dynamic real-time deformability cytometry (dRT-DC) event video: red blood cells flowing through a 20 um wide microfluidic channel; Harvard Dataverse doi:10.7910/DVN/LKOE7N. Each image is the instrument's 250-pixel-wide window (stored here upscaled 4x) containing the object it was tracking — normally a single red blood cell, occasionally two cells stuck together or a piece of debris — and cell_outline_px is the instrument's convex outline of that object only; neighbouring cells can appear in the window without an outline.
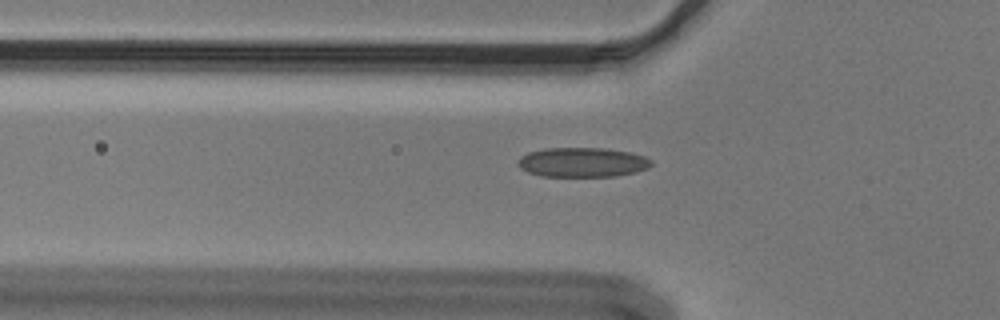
{"species": "Egyptian fruit bat (a non-hibernating species)", "species_latin": "Rousettus aegyptiacus", "temperature_condition": "cold", "stored_images_in_passage": 40, "camera_frame_rate_fps": 3000, "um_per_image_px": 0.085, "animal": {"sex": "male"}, "frame": {"image": 1, "passage_image": 4, "time_ms": 1.0, "image_size_px": [1000, 320], "cell_outline_px": [[652, 164], [648, 168], [636, 172], [616, 176], [540, 176], [528, 172], [520, 168], [516, 164], [520, 156], [528, 152], [544, 148], [604, 148], [632, 152], [644, 156], [652, 160]], "centroid_in_image_um": [49.5, 13.79], "position_along_channel_um": 76.3, "area_um2": 23.18}}
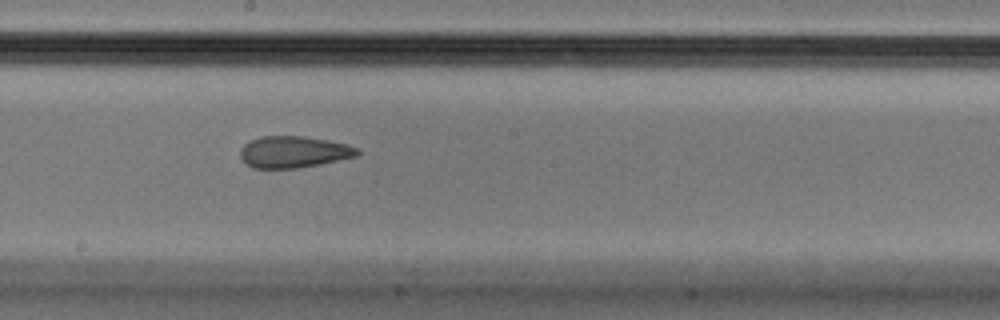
{"frame": {"image": 2, "passage_image": 16, "time_ms": 5.0, "image_size_px": [1000, 320], "cell_outline_px": [[360, 156], [320, 164], [296, 168], [252, 168], [240, 156], [240, 148], [244, 144], [260, 136], [304, 136], [328, 140], [348, 144], [360, 148]], "centroid_in_image_um": [25.02, 12.91], "position_along_channel_um": 223.2, "area_um2": 21.73}}
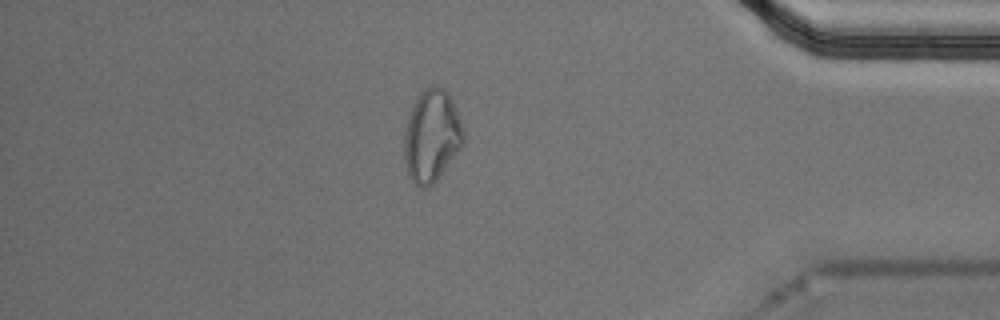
{"frame": {"image": 3, "passage_image": 33, "time_ms": 10.667, "image_size_px": [1000, 320], "cell_outline_px": [[464, 144], [436, 180], [432, 184], [420, 188], [412, 180], [408, 172], [404, 160], [404, 132], [412, 108], [420, 92], [424, 88], [432, 84], [436, 84], [444, 88], [448, 92], [452, 100], [464, 132]], "centroid_in_image_um": [36.7, 11.52], "position_along_channel_um": 398.5, "area_um2": 31.56}, "authors_computed_cell_mechanics": {"area_um2": 22.5998, "velocity_mm_per_s": 3.6398, "shape_relaxation_time_tau1_ms": null, "shape_relaxation_time_tau2_ms": 2.9159, "deformation_change_tau1": null, "deformation_change_tau2": 0.1028}}